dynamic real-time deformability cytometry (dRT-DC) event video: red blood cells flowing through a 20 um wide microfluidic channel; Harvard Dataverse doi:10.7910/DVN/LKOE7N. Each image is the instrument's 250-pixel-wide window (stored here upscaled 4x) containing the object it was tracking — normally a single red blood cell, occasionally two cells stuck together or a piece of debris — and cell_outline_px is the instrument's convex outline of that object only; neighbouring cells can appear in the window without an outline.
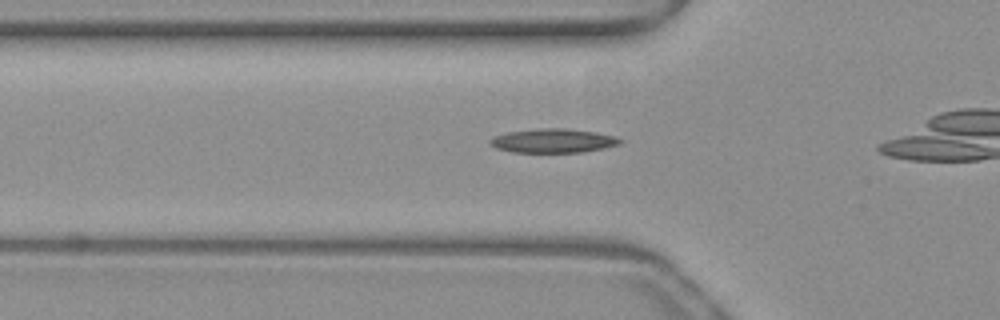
{"species": "common noctule bat (a hibernating species)", "species_latin": "Nyctalus noctula", "temperature_condition": "warm", "stored_images_in_passage": 34, "camera_frame_rate_fps": 3000, "um_per_image_px": 0.085, "animal": {"sex": "female", "body_mass_g": 19.3, "forearm_length_mm": 54.1}, "frame": {"image": 1, "passage_image": 10, "time_ms": 3.0, "image_size_px": [1000, 320], "cell_outline_px": [[624, 140], [620, 144], [604, 148], [580, 152], [512, 152], [496, 148], [488, 144], [488, 140], [492, 136], [508, 132], [536, 128], [564, 128], [596, 132], [616, 136]], "centroid_in_image_um": [46.99, 11.95], "position_along_channel_um": 78.8, "area_um2": 18.38}}
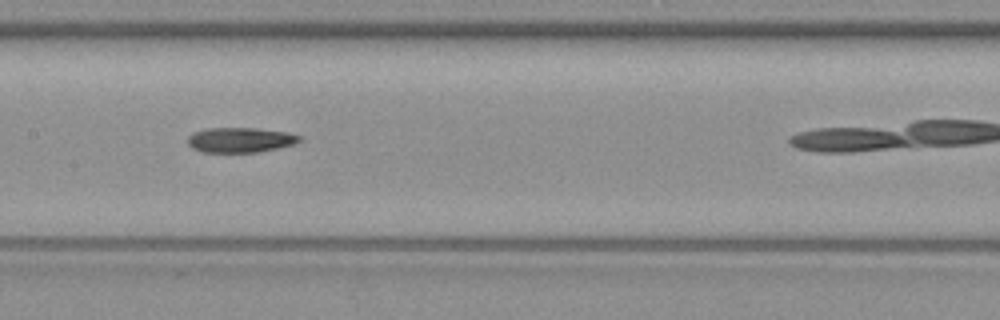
{"frame": {"image": 2, "passage_image": 18, "time_ms": 5.667, "image_size_px": [1000, 320], "cell_outline_px": [[300, 140], [292, 144], [276, 148], [256, 152], [204, 152], [192, 148], [188, 144], [188, 136], [192, 132], [208, 128], [256, 128], [288, 132], [300, 136]], "centroid_in_image_um": [20.37, 11.88], "position_along_channel_um": 187.0, "area_um2": 16.13}}
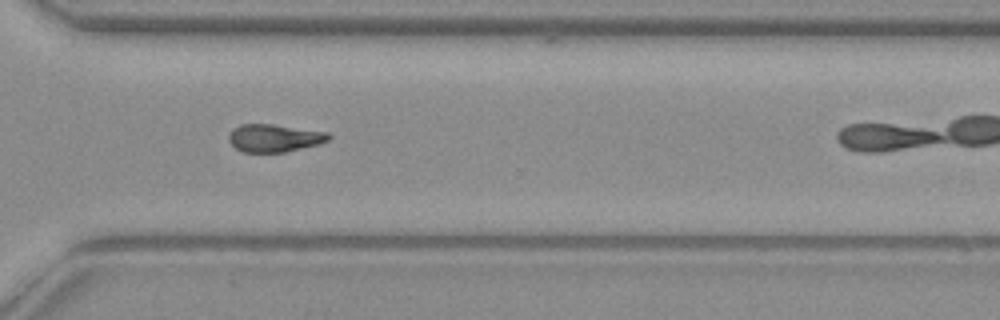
{"frame": {"image": 3, "passage_image": 30, "time_ms": 9.667, "image_size_px": [1000, 320], "cell_outline_px": [[332, 136], [328, 140], [320, 144], [284, 152], [244, 152], [236, 148], [228, 140], [228, 136], [232, 128], [240, 124], [272, 124], [328, 132]], "centroid_in_image_um": [23.31, 11.72], "position_along_channel_um": 347.3, "area_um2": 16.18}}